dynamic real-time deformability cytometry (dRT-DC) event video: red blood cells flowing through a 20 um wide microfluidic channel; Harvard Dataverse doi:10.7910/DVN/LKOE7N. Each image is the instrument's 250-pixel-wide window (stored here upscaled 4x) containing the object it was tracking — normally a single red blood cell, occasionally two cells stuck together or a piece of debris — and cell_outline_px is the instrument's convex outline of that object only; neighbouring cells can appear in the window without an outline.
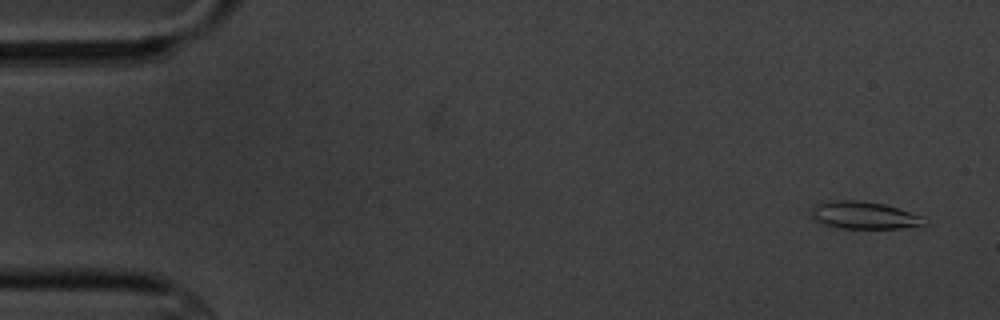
{"species": "common noctule bat (a hibernating species)", "species_latin": "Nyctalus noctula", "temperature_condition": "cold", "stored_images_in_passage": 5, "camera_frame_rate_fps": 3000, "um_per_image_px": 0.085, "animal": {"sex": "male", "body_mass_g": 20.1, "forearm_length_mm": 53.5}, "frame": {"image": 1, "passage_image": 1, "time_ms": 0.0, "image_size_px": [1000, 320], "cell_outline_px": [[928, 224], [920, 228], [836, 228], [824, 224], [816, 220], [812, 216], [812, 208], [816, 204], [836, 200], [856, 200], [884, 204], [920, 216]], "centroid_in_image_um": [73.48, 18.32], "position_along_channel_um": 11.5, "area_um2": 17.92}}
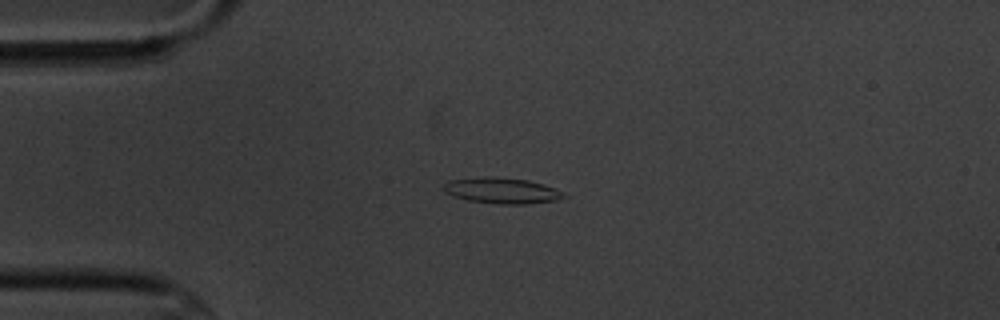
{"frame": {"image": 2, "passage_image": 4, "time_ms": 3.667, "image_size_px": [1000, 320], "cell_outline_px": [[568, 196], [556, 200], [528, 204], [500, 204], [468, 200], [452, 196], [444, 192], [444, 184], [448, 180], [488, 176], [528, 180], [544, 184], [556, 188], [564, 192]], "centroid_in_image_um": [42.68, 16.2], "position_along_channel_um": 42.3, "area_um2": 18.21}}